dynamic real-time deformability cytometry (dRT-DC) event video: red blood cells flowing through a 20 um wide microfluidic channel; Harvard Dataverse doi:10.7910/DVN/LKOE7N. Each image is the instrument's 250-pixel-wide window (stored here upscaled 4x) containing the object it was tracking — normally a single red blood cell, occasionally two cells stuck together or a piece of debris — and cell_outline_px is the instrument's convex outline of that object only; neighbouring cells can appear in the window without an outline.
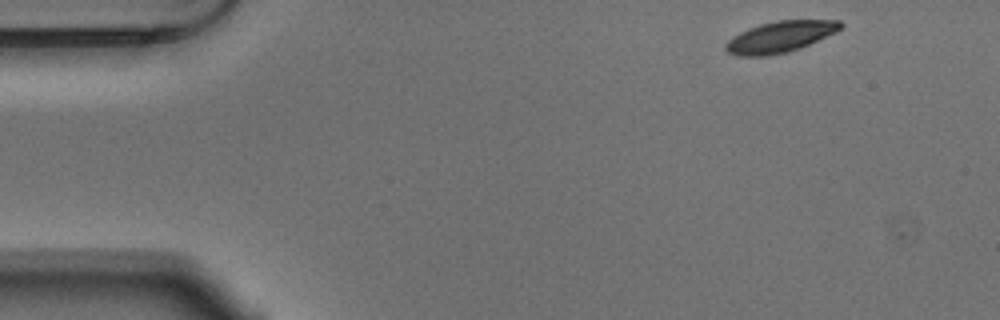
{"species": "Egyptian fruit bat (a non-hibernating species)", "species_latin": "Rousettus aegyptiacus", "temperature_condition": "warm", "stored_images_in_passage": 51, "camera_frame_rate_fps": 3000, "um_per_image_px": 0.085, "animal": {"sex": "male"}, "frame": {"image": 1, "passage_image": 2, "time_ms": 0.333, "image_size_px": [1000, 320], "cell_outline_px": [[844, 24], [836, 32], [808, 44], [784, 52], [768, 56], [740, 56], [728, 52], [724, 48], [724, 44], [732, 36], [748, 28], [760, 24], [776, 20], [840, 20]], "centroid_in_image_um": [66.27, 3.11], "position_along_channel_um": 18.7, "area_um2": 20.63}}
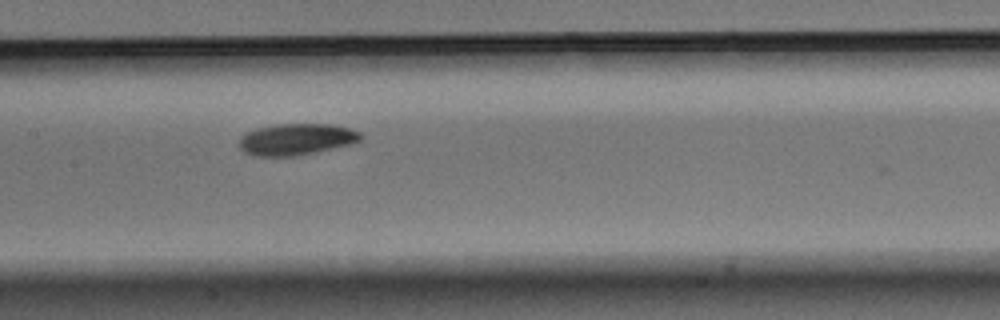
{"frame": {"image": 2, "passage_image": 23, "time_ms": 7.333, "image_size_px": [1000, 320], "cell_outline_px": [[360, 140], [352, 144], [316, 152], [296, 156], [252, 156], [244, 152], [240, 148], [240, 136], [256, 128], [276, 124], [328, 124], [348, 128], [360, 132]], "centroid_in_image_um": [25.16, 11.85], "position_along_channel_um": 182.2, "area_um2": 22.25}}
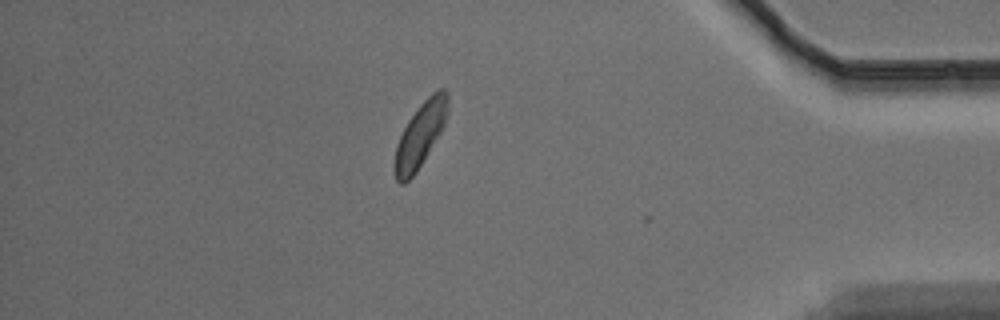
{"frame": {"image": 3, "passage_image": 44, "time_ms": 14.333, "image_size_px": [1000, 320], "cell_outline_px": [[448, 112], [444, 124], [440, 132], [416, 172], [404, 184], [400, 184], [396, 180], [392, 168], [392, 164], [396, 144], [408, 120], [416, 108], [436, 88], [444, 88], [448, 92]], "centroid_in_image_um": [35.69, 11.46], "position_along_channel_um": 399.5, "area_um2": 20.17}, "authors_computed_cell_mechanics": {"area_um2": 21.2704, "velocity_mm_per_s": 3.6405, "shape_relaxation_time_tau1_ms": 2.121, "shape_relaxation_time_tau2_ms": null, "deformation_change_tau1": 0.086, "deformation_change_tau2": null}}